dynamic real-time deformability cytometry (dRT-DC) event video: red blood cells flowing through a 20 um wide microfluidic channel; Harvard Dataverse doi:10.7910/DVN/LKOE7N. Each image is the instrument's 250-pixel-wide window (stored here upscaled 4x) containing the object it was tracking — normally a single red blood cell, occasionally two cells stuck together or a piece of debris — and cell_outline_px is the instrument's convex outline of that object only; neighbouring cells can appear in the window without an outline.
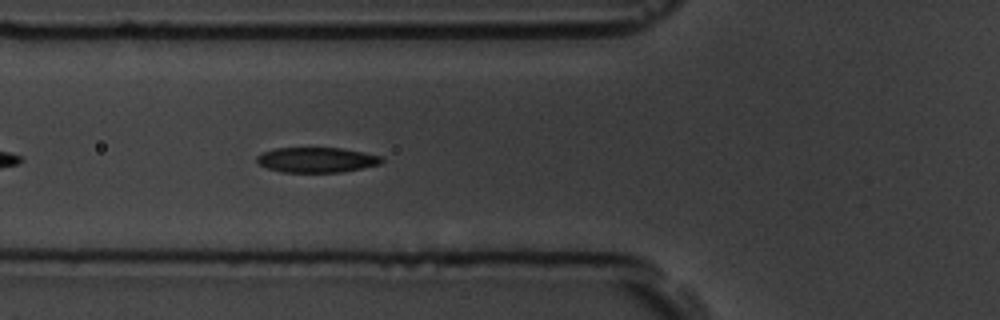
{"species": "common noctule bat (a hibernating species)", "species_latin": "Nyctalus noctula", "temperature_condition": "room temperature", "stored_images_in_passage": 36, "camera_frame_rate_fps": 3000, "um_per_image_px": 0.085, "animal": {"sex": "male", "body_mass_g": 19.5, "forearm_length_mm": 54.6}, "frame": {"image": 1, "passage_image": 6, "time_ms": 1.667, "image_size_px": [1000, 320], "cell_outline_px": [[384, 160], [380, 164], [340, 172], [280, 172], [268, 168], [260, 164], [256, 160], [256, 156], [272, 148], [340, 148], [364, 152], [384, 156]], "centroid_in_image_um": [26.92, 13.58], "position_along_channel_um": 98.9, "area_um2": 18.26}}
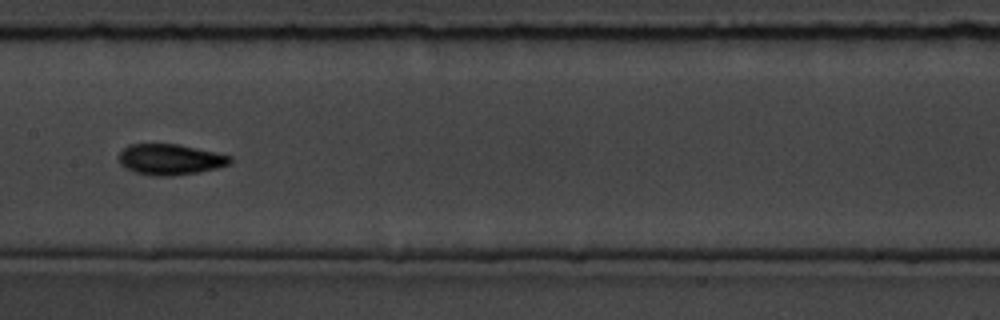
{"frame": {"image": 2, "passage_image": 14, "time_ms": 4.333, "image_size_px": [1000, 320], "cell_outline_px": [[232, 160], [228, 164], [216, 168], [200, 172], [172, 176], [152, 176], [136, 172], [120, 164], [120, 152], [128, 144], [180, 144], [216, 152], [232, 156]], "centroid_in_image_um": [14.49, 13.55], "position_along_channel_um": 192.9, "area_um2": 19.94}}
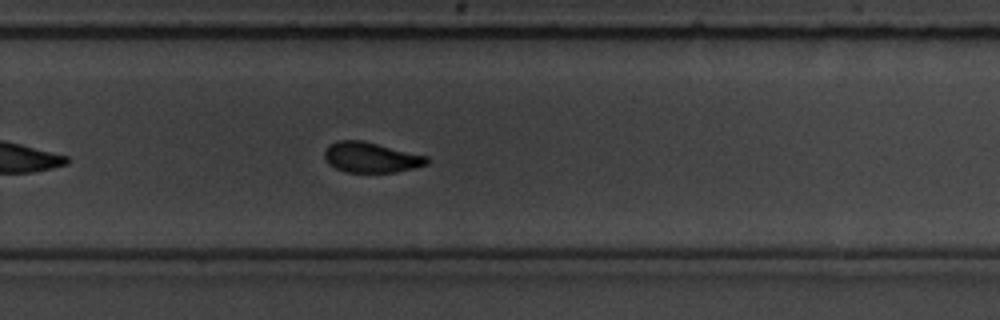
{"frame": {"image": 3, "passage_image": 23, "time_ms": 7.333, "image_size_px": [1000, 320], "cell_outline_px": [[428, 164], [416, 168], [396, 172], [344, 172], [328, 164], [324, 156], [324, 152], [328, 144], [336, 140], [360, 140], [428, 156]], "centroid_in_image_um": [31.51, 13.38], "position_along_channel_um": 298.3, "area_um2": 18.15}, "authors_computed_cell_mechanics": {"area_um2": 19.074, "velocity_mm_per_s": 3.5222, "shape_relaxation_time_tau1_ms": 2.4639, "shape_relaxation_time_tau2_ms": 2.3987, "deformation_change_tau1": 0.125, "deformation_change_tau2": 0.0789}}